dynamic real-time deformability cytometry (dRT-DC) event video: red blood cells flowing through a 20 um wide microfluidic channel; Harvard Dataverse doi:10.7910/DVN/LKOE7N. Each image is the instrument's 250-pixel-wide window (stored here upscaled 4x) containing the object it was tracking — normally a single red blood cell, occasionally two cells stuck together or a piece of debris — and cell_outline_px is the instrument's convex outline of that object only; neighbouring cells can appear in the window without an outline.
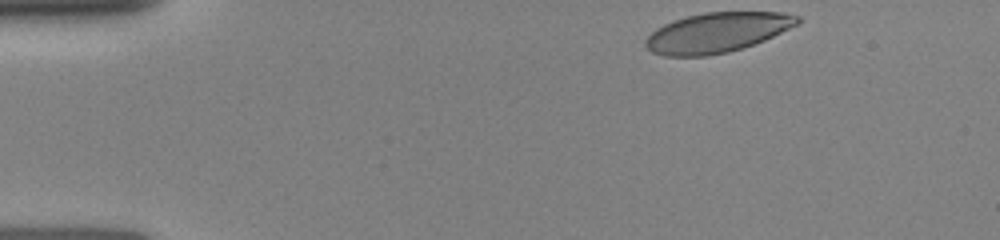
{"species": "human", "species_latin": "Homo sapiens", "temperature_condition": "room temperature", "stored_images_in_passage": 33, "camera_frame_rate_fps": 3000, "um_per_image_px": 0.085, "donor": {"sex": "female"}, "frame": {"image": 1, "passage_image": 1, "time_ms": 0.0, "image_size_px": [1000, 240], "cell_outline_px": [[800, 20], [796, 24], [764, 40], [728, 52], [708, 56], [664, 56], [652, 52], [644, 44], [644, 40], [656, 28], [672, 20], [704, 12], [780, 12], [800, 16]], "centroid_in_image_um": [60.89, 2.76], "position_along_channel_um": 24.1, "area_um2": 35.03}}
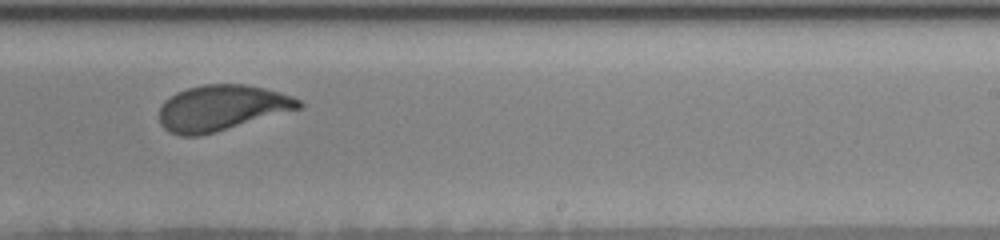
{"frame": {"image": 2, "passage_image": 18, "time_ms": 8.0, "image_size_px": [1000, 240], "cell_outline_px": [[304, 104], [300, 108], [216, 132], [200, 136], [180, 136], [168, 132], [160, 124], [160, 104], [164, 100], [176, 92], [188, 88], [204, 84], [248, 84], [280, 92], [292, 96], [300, 100]], "centroid_in_image_um": [18.8, 9.17], "position_along_channel_um": 270.2, "area_um2": 37.22}}
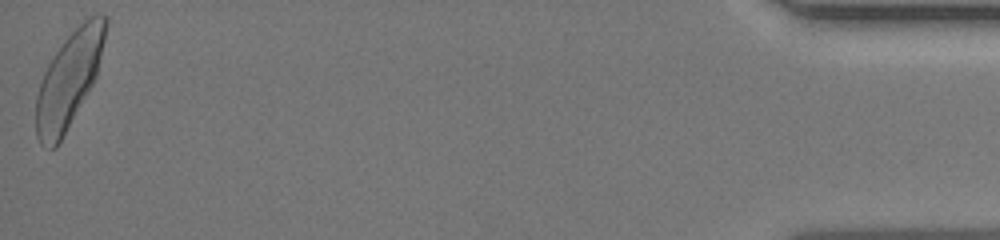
{"frame": {"image": 3, "passage_image": 33, "time_ms": 14.0, "image_size_px": [1000, 240], "cell_outline_px": [[108, 20], [104, 40], [96, 76], [92, 84], [56, 148], [48, 148], [40, 144], [36, 136], [36, 96], [44, 72], [48, 64], [64, 40], [88, 16], [96, 12], [100, 12], [108, 16]], "centroid_in_image_um": [5.86, 6.73], "position_along_channel_um": 429.3, "area_um2": 38.09}}